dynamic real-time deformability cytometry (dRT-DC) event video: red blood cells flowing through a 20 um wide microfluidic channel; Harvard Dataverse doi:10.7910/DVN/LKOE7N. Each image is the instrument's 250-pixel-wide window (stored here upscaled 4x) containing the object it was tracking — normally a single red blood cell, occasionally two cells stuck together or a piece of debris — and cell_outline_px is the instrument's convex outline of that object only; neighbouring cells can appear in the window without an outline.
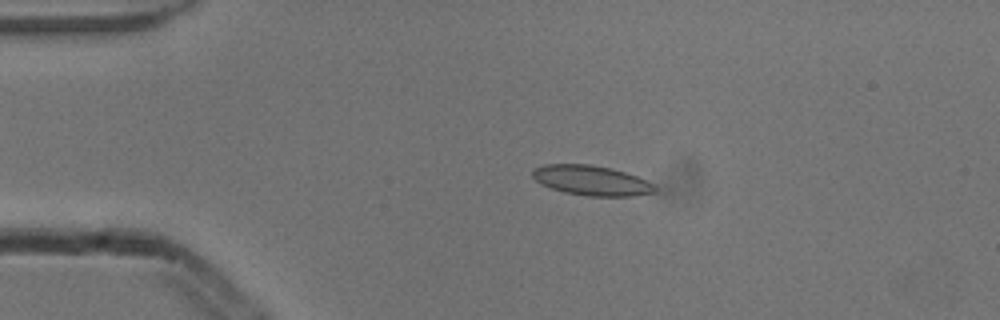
{"species": "common noctule bat (a hibernating species)", "species_latin": "Nyctalus noctula", "temperature_condition": "cold", "stored_images_in_passage": 3, "camera_frame_rate_fps": 3000, "um_per_image_px": 0.085, "animal": {"sex": "male", "body_mass_g": 13.3}, "frame": {"image": 1, "passage_image": 2, "time_ms": 0.333, "image_size_px": [1000, 320], "cell_outline_px": [[656, 192], [636, 196], [588, 196], [564, 192], [540, 184], [532, 176], [532, 172], [536, 168], [544, 164], [592, 164], [612, 168], [636, 176], [652, 184], [656, 188]], "centroid_in_image_um": [50.27, 15.34], "position_along_channel_um": 34.7, "area_um2": 21.27}}